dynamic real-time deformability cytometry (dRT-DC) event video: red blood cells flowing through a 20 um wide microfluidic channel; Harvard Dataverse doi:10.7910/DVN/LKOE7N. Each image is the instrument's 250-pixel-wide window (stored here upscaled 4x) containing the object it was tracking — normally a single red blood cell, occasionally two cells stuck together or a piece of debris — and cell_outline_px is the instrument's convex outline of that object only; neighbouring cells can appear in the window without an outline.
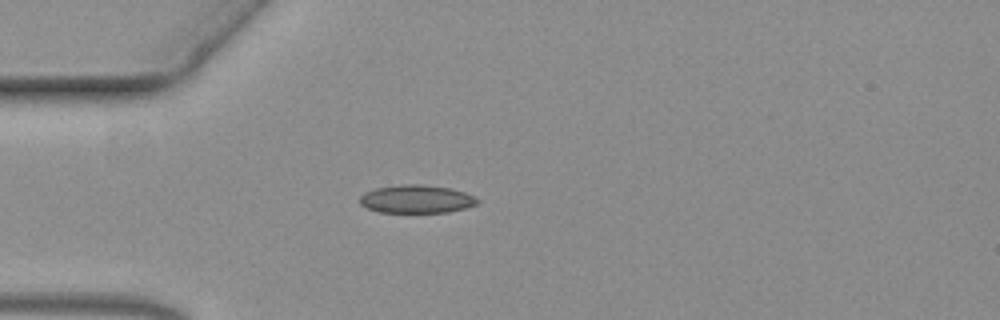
{"species": "common noctule bat (a hibernating species)", "species_latin": "Nyctalus noctula", "temperature_condition": "warm", "stored_images_in_passage": 43, "camera_frame_rate_fps": 3000, "um_per_image_px": 0.085, "animal": {"sex": "female", "body_mass_g": 19.3, "forearm_length_mm": 54.1}, "frame": {"image": 1, "passage_image": 1, "time_ms": 0.0, "image_size_px": [1000, 320], "cell_outline_px": [[480, 200], [476, 204], [464, 208], [448, 212], [380, 212], [368, 208], [360, 204], [360, 196], [364, 192], [376, 188], [404, 184], [420, 184], [452, 188], [476, 196]], "centroid_in_image_um": [35.42, 16.91], "position_along_channel_um": 49.6, "area_um2": 19.25}}
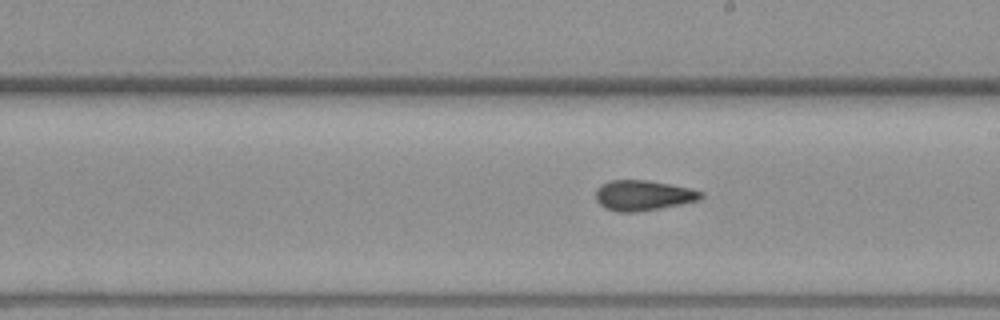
{"frame": {"image": 2, "passage_image": 18, "time_ms": 5.667, "image_size_px": [1000, 320], "cell_outline_px": [[704, 196], [700, 200], [660, 208], [636, 212], [616, 212], [604, 208], [596, 200], [596, 188], [612, 180], [648, 180], [688, 188], [704, 192]], "centroid_in_image_um": [54.66, 16.62], "position_along_channel_um": 234.3, "area_um2": 18.5}}
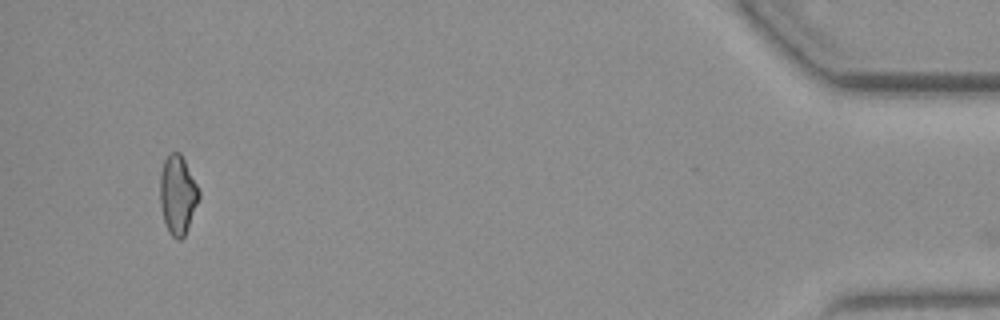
{"frame": {"image": 3, "passage_image": 41, "time_ms": 13.333, "image_size_px": [1000, 320], "cell_outline_px": [[200, 196], [184, 236], [180, 240], [176, 240], [168, 232], [164, 220], [160, 204], [160, 172], [164, 160], [172, 152], [180, 152], [200, 192]], "centroid_in_image_um": [15.08, 16.57], "position_along_channel_um": 420.1, "area_um2": 17.63}}